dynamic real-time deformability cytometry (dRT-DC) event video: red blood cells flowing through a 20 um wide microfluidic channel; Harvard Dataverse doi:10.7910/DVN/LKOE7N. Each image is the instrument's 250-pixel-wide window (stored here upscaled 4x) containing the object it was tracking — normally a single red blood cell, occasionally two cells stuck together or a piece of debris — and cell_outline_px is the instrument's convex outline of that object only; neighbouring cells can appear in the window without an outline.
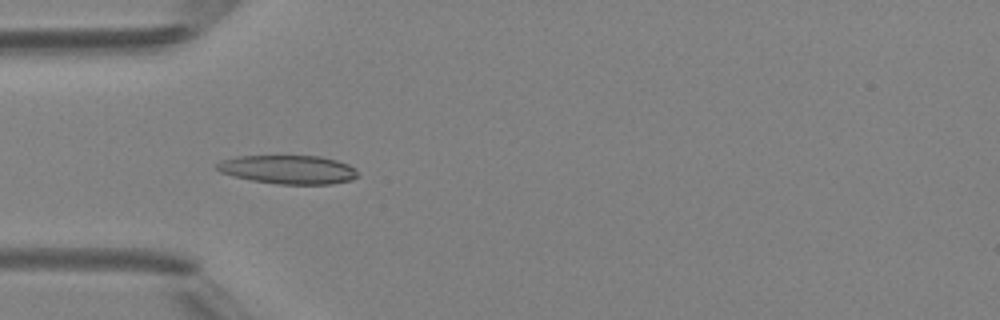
{"species": "Egyptian fruit bat (a non-hibernating species)", "species_latin": "Rousettus aegyptiacus", "temperature_condition": "room temperature", "stored_images_in_passage": 6, "camera_frame_rate_fps": 3000, "um_per_image_px": 0.085, "animal": {"sex": "female"}, "frame": {"image": 1, "passage_image": 4, "time_ms": 4.333, "image_size_px": [1000, 320], "cell_outline_px": [[356, 176], [352, 180], [332, 184], [280, 184], [252, 180], [232, 176], [220, 172], [216, 168], [216, 164], [220, 160], [236, 156], [320, 156], [336, 160], [348, 164], [356, 168]], "centroid_in_image_um": [24.48, 14.41], "position_along_channel_um": 60.5, "area_um2": 23.58}}
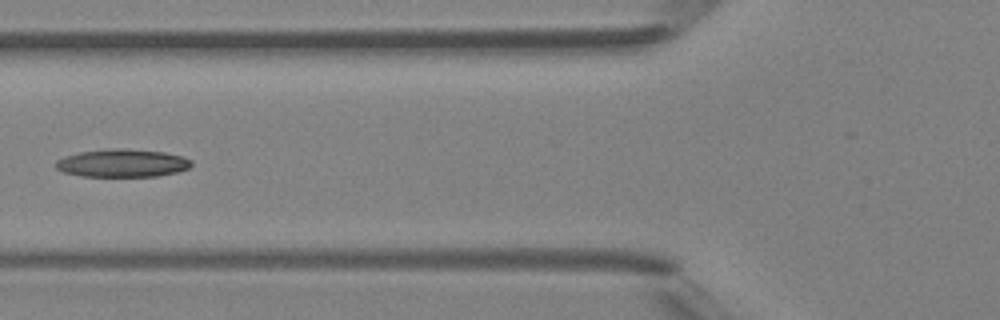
{"frame": {"image": 2, "passage_image": 5, "time_ms": 5.667, "image_size_px": [1000, 320], "cell_outline_px": [[192, 164], [188, 168], [176, 172], [156, 176], [80, 176], [64, 172], [56, 168], [56, 160], [64, 156], [80, 152], [112, 148], [124, 148], [164, 152], [184, 156], [192, 160]], "centroid_in_image_um": [10.4, 13.85], "position_along_channel_um": 115.4, "area_um2": 22.08}}
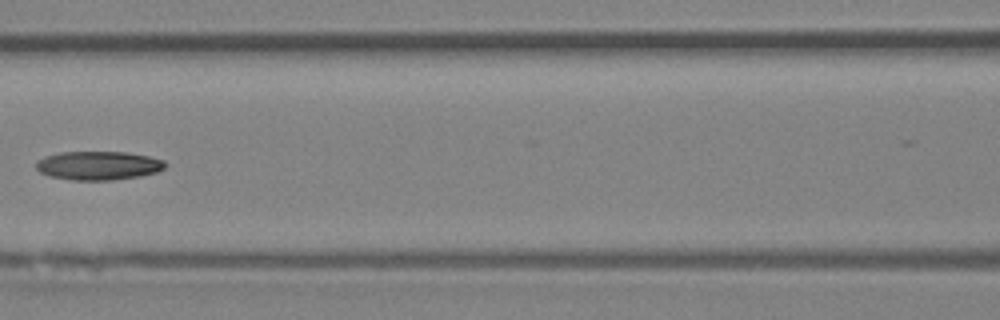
{"frame": {"image": 3, "passage_image": 6, "time_ms": 6.667, "image_size_px": [1000, 320], "cell_outline_px": [[168, 164], [164, 168], [156, 172], [140, 176], [112, 180], [72, 180], [48, 176], [40, 172], [36, 168], [36, 160], [44, 156], [60, 152], [128, 152], [148, 156], [164, 160]], "centroid_in_image_um": [8.35, 14.07], "position_along_channel_um": 158.3, "area_um2": 21.79}}